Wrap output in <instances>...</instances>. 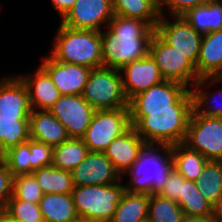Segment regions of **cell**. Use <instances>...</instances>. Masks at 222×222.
<instances>
[{"instance_id":"cell-1","label":"cell","mask_w":222,"mask_h":222,"mask_svg":"<svg viewBox=\"0 0 222 222\" xmlns=\"http://www.w3.org/2000/svg\"><path fill=\"white\" fill-rule=\"evenodd\" d=\"M107 28L100 31L104 67L120 70L149 53L155 28L147 22L114 14Z\"/></svg>"},{"instance_id":"cell-2","label":"cell","mask_w":222,"mask_h":222,"mask_svg":"<svg viewBox=\"0 0 222 222\" xmlns=\"http://www.w3.org/2000/svg\"><path fill=\"white\" fill-rule=\"evenodd\" d=\"M192 110L193 97L189 89L173 105V110L130 111V123L146 144L172 146L184 142Z\"/></svg>"},{"instance_id":"cell-3","label":"cell","mask_w":222,"mask_h":222,"mask_svg":"<svg viewBox=\"0 0 222 222\" xmlns=\"http://www.w3.org/2000/svg\"><path fill=\"white\" fill-rule=\"evenodd\" d=\"M173 169L172 146L145 144L135 163L122 175L130 176L125 189L131 193H158Z\"/></svg>"},{"instance_id":"cell-4","label":"cell","mask_w":222,"mask_h":222,"mask_svg":"<svg viewBox=\"0 0 222 222\" xmlns=\"http://www.w3.org/2000/svg\"><path fill=\"white\" fill-rule=\"evenodd\" d=\"M50 56L60 62L89 68L102 67L101 34L94 30L59 25Z\"/></svg>"},{"instance_id":"cell-5","label":"cell","mask_w":222,"mask_h":222,"mask_svg":"<svg viewBox=\"0 0 222 222\" xmlns=\"http://www.w3.org/2000/svg\"><path fill=\"white\" fill-rule=\"evenodd\" d=\"M121 182L74 186L71 195L78 217L95 222H110L126 191Z\"/></svg>"},{"instance_id":"cell-6","label":"cell","mask_w":222,"mask_h":222,"mask_svg":"<svg viewBox=\"0 0 222 222\" xmlns=\"http://www.w3.org/2000/svg\"><path fill=\"white\" fill-rule=\"evenodd\" d=\"M82 96L95 111L129 108L121 73L117 69L92 68Z\"/></svg>"},{"instance_id":"cell-7","label":"cell","mask_w":222,"mask_h":222,"mask_svg":"<svg viewBox=\"0 0 222 222\" xmlns=\"http://www.w3.org/2000/svg\"><path fill=\"white\" fill-rule=\"evenodd\" d=\"M131 127L129 108L95 111L82 137L89 151L102 152Z\"/></svg>"},{"instance_id":"cell-8","label":"cell","mask_w":222,"mask_h":222,"mask_svg":"<svg viewBox=\"0 0 222 222\" xmlns=\"http://www.w3.org/2000/svg\"><path fill=\"white\" fill-rule=\"evenodd\" d=\"M183 143L208 160L222 161V118L204 116L193 109Z\"/></svg>"},{"instance_id":"cell-9","label":"cell","mask_w":222,"mask_h":222,"mask_svg":"<svg viewBox=\"0 0 222 222\" xmlns=\"http://www.w3.org/2000/svg\"><path fill=\"white\" fill-rule=\"evenodd\" d=\"M149 54L155 60L164 80L178 82L191 89L200 79L195 67L185 56L167 44L156 32L149 43Z\"/></svg>"},{"instance_id":"cell-10","label":"cell","mask_w":222,"mask_h":222,"mask_svg":"<svg viewBox=\"0 0 222 222\" xmlns=\"http://www.w3.org/2000/svg\"><path fill=\"white\" fill-rule=\"evenodd\" d=\"M170 19L161 16L155 32L196 67L203 35L196 32L183 16H171Z\"/></svg>"},{"instance_id":"cell-11","label":"cell","mask_w":222,"mask_h":222,"mask_svg":"<svg viewBox=\"0 0 222 222\" xmlns=\"http://www.w3.org/2000/svg\"><path fill=\"white\" fill-rule=\"evenodd\" d=\"M49 111L63 124L70 138L85 135L95 112L82 95H61Z\"/></svg>"},{"instance_id":"cell-12","label":"cell","mask_w":222,"mask_h":222,"mask_svg":"<svg viewBox=\"0 0 222 222\" xmlns=\"http://www.w3.org/2000/svg\"><path fill=\"white\" fill-rule=\"evenodd\" d=\"M114 16L112 0H76L61 24L73 29L102 31Z\"/></svg>"},{"instance_id":"cell-13","label":"cell","mask_w":222,"mask_h":222,"mask_svg":"<svg viewBox=\"0 0 222 222\" xmlns=\"http://www.w3.org/2000/svg\"><path fill=\"white\" fill-rule=\"evenodd\" d=\"M74 186L109 185L122 179L109 158L102 152L89 151L71 171Z\"/></svg>"},{"instance_id":"cell-14","label":"cell","mask_w":222,"mask_h":222,"mask_svg":"<svg viewBox=\"0 0 222 222\" xmlns=\"http://www.w3.org/2000/svg\"><path fill=\"white\" fill-rule=\"evenodd\" d=\"M51 78L60 95H82L91 68L54 60L50 55L39 65Z\"/></svg>"},{"instance_id":"cell-15","label":"cell","mask_w":222,"mask_h":222,"mask_svg":"<svg viewBox=\"0 0 222 222\" xmlns=\"http://www.w3.org/2000/svg\"><path fill=\"white\" fill-rule=\"evenodd\" d=\"M189 90L181 83L164 80L134 96L129 101L130 111L173 110V105Z\"/></svg>"},{"instance_id":"cell-16","label":"cell","mask_w":222,"mask_h":222,"mask_svg":"<svg viewBox=\"0 0 222 222\" xmlns=\"http://www.w3.org/2000/svg\"><path fill=\"white\" fill-rule=\"evenodd\" d=\"M120 73L128 101L137 94L164 81L155 60L149 53L122 67Z\"/></svg>"},{"instance_id":"cell-17","label":"cell","mask_w":222,"mask_h":222,"mask_svg":"<svg viewBox=\"0 0 222 222\" xmlns=\"http://www.w3.org/2000/svg\"><path fill=\"white\" fill-rule=\"evenodd\" d=\"M28 90L17 75L0 79V119H29Z\"/></svg>"},{"instance_id":"cell-18","label":"cell","mask_w":222,"mask_h":222,"mask_svg":"<svg viewBox=\"0 0 222 222\" xmlns=\"http://www.w3.org/2000/svg\"><path fill=\"white\" fill-rule=\"evenodd\" d=\"M146 142L131 126L122 135L116 137L104 151L115 169L122 176L137 160L138 154Z\"/></svg>"},{"instance_id":"cell-19","label":"cell","mask_w":222,"mask_h":222,"mask_svg":"<svg viewBox=\"0 0 222 222\" xmlns=\"http://www.w3.org/2000/svg\"><path fill=\"white\" fill-rule=\"evenodd\" d=\"M30 139L55 147L69 139L66 128L49 110H32Z\"/></svg>"},{"instance_id":"cell-20","label":"cell","mask_w":222,"mask_h":222,"mask_svg":"<svg viewBox=\"0 0 222 222\" xmlns=\"http://www.w3.org/2000/svg\"><path fill=\"white\" fill-rule=\"evenodd\" d=\"M28 90L32 110H49L61 96L50 76L39 66L33 75H19Z\"/></svg>"},{"instance_id":"cell-21","label":"cell","mask_w":222,"mask_h":222,"mask_svg":"<svg viewBox=\"0 0 222 222\" xmlns=\"http://www.w3.org/2000/svg\"><path fill=\"white\" fill-rule=\"evenodd\" d=\"M195 70L199 78L222 76V30L203 35Z\"/></svg>"},{"instance_id":"cell-22","label":"cell","mask_w":222,"mask_h":222,"mask_svg":"<svg viewBox=\"0 0 222 222\" xmlns=\"http://www.w3.org/2000/svg\"><path fill=\"white\" fill-rule=\"evenodd\" d=\"M192 28L204 35L222 30V1L208 0L182 15Z\"/></svg>"},{"instance_id":"cell-23","label":"cell","mask_w":222,"mask_h":222,"mask_svg":"<svg viewBox=\"0 0 222 222\" xmlns=\"http://www.w3.org/2000/svg\"><path fill=\"white\" fill-rule=\"evenodd\" d=\"M39 207L44 222H69L78 217L71 194H43Z\"/></svg>"},{"instance_id":"cell-24","label":"cell","mask_w":222,"mask_h":222,"mask_svg":"<svg viewBox=\"0 0 222 222\" xmlns=\"http://www.w3.org/2000/svg\"><path fill=\"white\" fill-rule=\"evenodd\" d=\"M174 169L186 180L196 181L209 161L198 151L189 148L183 142L172 145Z\"/></svg>"},{"instance_id":"cell-25","label":"cell","mask_w":222,"mask_h":222,"mask_svg":"<svg viewBox=\"0 0 222 222\" xmlns=\"http://www.w3.org/2000/svg\"><path fill=\"white\" fill-rule=\"evenodd\" d=\"M150 195L125 191L110 222H139L148 220Z\"/></svg>"},{"instance_id":"cell-26","label":"cell","mask_w":222,"mask_h":222,"mask_svg":"<svg viewBox=\"0 0 222 222\" xmlns=\"http://www.w3.org/2000/svg\"><path fill=\"white\" fill-rule=\"evenodd\" d=\"M177 203L181 207L184 216H215V207L204 198L195 181L185 179L182 182V195H180Z\"/></svg>"},{"instance_id":"cell-27","label":"cell","mask_w":222,"mask_h":222,"mask_svg":"<svg viewBox=\"0 0 222 222\" xmlns=\"http://www.w3.org/2000/svg\"><path fill=\"white\" fill-rule=\"evenodd\" d=\"M116 15L135 18L147 22L155 28L160 20L156 0H112Z\"/></svg>"},{"instance_id":"cell-28","label":"cell","mask_w":222,"mask_h":222,"mask_svg":"<svg viewBox=\"0 0 222 222\" xmlns=\"http://www.w3.org/2000/svg\"><path fill=\"white\" fill-rule=\"evenodd\" d=\"M44 194H71L74 188L72 174L54 167L44 166L32 173Z\"/></svg>"},{"instance_id":"cell-29","label":"cell","mask_w":222,"mask_h":222,"mask_svg":"<svg viewBox=\"0 0 222 222\" xmlns=\"http://www.w3.org/2000/svg\"><path fill=\"white\" fill-rule=\"evenodd\" d=\"M89 150L82 138H69L53 147L52 165L58 169L71 172L86 157Z\"/></svg>"},{"instance_id":"cell-30","label":"cell","mask_w":222,"mask_h":222,"mask_svg":"<svg viewBox=\"0 0 222 222\" xmlns=\"http://www.w3.org/2000/svg\"><path fill=\"white\" fill-rule=\"evenodd\" d=\"M214 83L215 84H218V83L222 84V76H210V77H206V78H200L191 87L190 90H191L192 97H193V109L198 114H201V115H204V116L221 117L222 118V104L219 103V106L218 105H216V106L212 105L214 103V102H212L213 99L216 98V96H218L219 94L221 95L220 96V99H221V97H222V91L221 90L222 89L218 90L219 92H218V95H216V96H215V94H211L205 88L203 89V86H205V84L207 86L209 84V87H210ZM216 101H218V99Z\"/></svg>"},{"instance_id":"cell-31","label":"cell","mask_w":222,"mask_h":222,"mask_svg":"<svg viewBox=\"0 0 222 222\" xmlns=\"http://www.w3.org/2000/svg\"><path fill=\"white\" fill-rule=\"evenodd\" d=\"M195 182L204 198L216 208L222 200V161L209 160Z\"/></svg>"},{"instance_id":"cell-32","label":"cell","mask_w":222,"mask_h":222,"mask_svg":"<svg viewBox=\"0 0 222 222\" xmlns=\"http://www.w3.org/2000/svg\"><path fill=\"white\" fill-rule=\"evenodd\" d=\"M30 139L29 119H0V155Z\"/></svg>"},{"instance_id":"cell-33","label":"cell","mask_w":222,"mask_h":222,"mask_svg":"<svg viewBox=\"0 0 222 222\" xmlns=\"http://www.w3.org/2000/svg\"><path fill=\"white\" fill-rule=\"evenodd\" d=\"M184 213L177 202L157 193L150 195L148 204L149 222H181Z\"/></svg>"},{"instance_id":"cell-34","label":"cell","mask_w":222,"mask_h":222,"mask_svg":"<svg viewBox=\"0 0 222 222\" xmlns=\"http://www.w3.org/2000/svg\"><path fill=\"white\" fill-rule=\"evenodd\" d=\"M0 158L5 162L13 176L22 174H32L31 168V152L29 150V139L17 146L7 149L0 155Z\"/></svg>"},{"instance_id":"cell-35","label":"cell","mask_w":222,"mask_h":222,"mask_svg":"<svg viewBox=\"0 0 222 222\" xmlns=\"http://www.w3.org/2000/svg\"><path fill=\"white\" fill-rule=\"evenodd\" d=\"M43 194L33 174H22L13 178L12 195L16 199L30 203H39Z\"/></svg>"},{"instance_id":"cell-36","label":"cell","mask_w":222,"mask_h":222,"mask_svg":"<svg viewBox=\"0 0 222 222\" xmlns=\"http://www.w3.org/2000/svg\"><path fill=\"white\" fill-rule=\"evenodd\" d=\"M5 211L21 222H44L39 203L19 200L13 195L9 199Z\"/></svg>"},{"instance_id":"cell-37","label":"cell","mask_w":222,"mask_h":222,"mask_svg":"<svg viewBox=\"0 0 222 222\" xmlns=\"http://www.w3.org/2000/svg\"><path fill=\"white\" fill-rule=\"evenodd\" d=\"M29 150L32 158L31 168L34 171L41 167L52 165V146L29 139Z\"/></svg>"},{"instance_id":"cell-38","label":"cell","mask_w":222,"mask_h":222,"mask_svg":"<svg viewBox=\"0 0 222 222\" xmlns=\"http://www.w3.org/2000/svg\"><path fill=\"white\" fill-rule=\"evenodd\" d=\"M208 0H156L157 10L160 16H165V8H168L170 16H182L189 9L206 3Z\"/></svg>"},{"instance_id":"cell-39","label":"cell","mask_w":222,"mask_h":222,"mask_svg":"<svg viewBox=\"0 0 222 222\" xmlns=\"http://www.w3.org/2000/svg\"><path fill=\"white\" fill-rule=\"evenodd\" d=\"M184 180L185 178L176 169H173L157 194L171 201L178 202L180 195H182V182Z\"/></svg>"},{"instance_id":"cell-40","label":"cell","mask_w":222,"mask_h":222,"mask_svg":"<svg viewBox=\"0 0 222 222\" xmlns=\"http://www.w3.org/2000/svg\"><path fill=\"white\" fill-rule=\"evenodd\" d=\"M13 174L0 158V211L6 209L13 193Z\"/></svg>"},{"instance_id":"cell-41","label":"cell","mask_w":222,"mask_h":222,"mask_svg":"<svg viewBox=\"0 0 222 222\" xmlns=\"http://www.w3.org/2000/svg\"><path fill=\"white\" fill-rule=\"evenodd\" d=\"M51 1L55 10L58 11L62 19L65 16V14L73 7L76 0H51Z\"/></svg>"},{"instance_id":"cell-42","label":"cell","mask_w":222,"mask_h":222,"mask_svg":"<svg viewBox=\"0 0 222 222\" xmlns=\"http://www.w3.org/2000/svg\"><path fill=\"white\" fill-rule=\"evenodd\" d=\"M181 222H217L215 216L209 217H189L184 216Z\"/></svg>"},{"instance_id":"cell-43","label":"cell","mask_w":222,"mask_h":222,"mask_svg":"<svg viewBox=\"0 0 222 222\" xmlns=\"http://www.w3.org/2000/svg\"><path fill=\"white\" fill-rule=\"evenodd\" d=\"M0 222H21L18 219H15L10 214H8L5 210L0 211Z\"/></svg>"},{"instance_id":"cell-44","label":"cell","mask_w":222,"mask_h":222,"mask_svg":"<svg viewBox=\"0 0 222 222\" xmlns=\"http://www.w3.org/2000/svg\"><path fill=\"white\" fill-rule=\"evenodd\" d=\"M215 217L217 222H222V200L219 205L215 208Z\"/></svg>"},{"instance_id":"cell-45","label":"cell","mask_w":222,"mask_h":222,"mask_svg":"<svg viewBox=\"0 0 222 222\" xmlns=\"http://www.w3.org/2000/svg\"><path fill=\"white\" fill-rule=\"evenodd\" d=\"M69 222H95V221H91V220H88V219H84L82 217H77L76 219L72 220V221H69Z\"/></svg>"},{"instance_id":"cell-46","label":"cell","mask_w":222,"mask_h":222,"mask_svg":"<svg viewBox=\"0 0 222 222\" xmlns=\"http://www.w3.org/2000/svg\"><path fill=\"white\" fill-rule=\"evenodd\" d=\"M139 222H149V220H142V221H139Z\"/></svg>"}]
</instances>
